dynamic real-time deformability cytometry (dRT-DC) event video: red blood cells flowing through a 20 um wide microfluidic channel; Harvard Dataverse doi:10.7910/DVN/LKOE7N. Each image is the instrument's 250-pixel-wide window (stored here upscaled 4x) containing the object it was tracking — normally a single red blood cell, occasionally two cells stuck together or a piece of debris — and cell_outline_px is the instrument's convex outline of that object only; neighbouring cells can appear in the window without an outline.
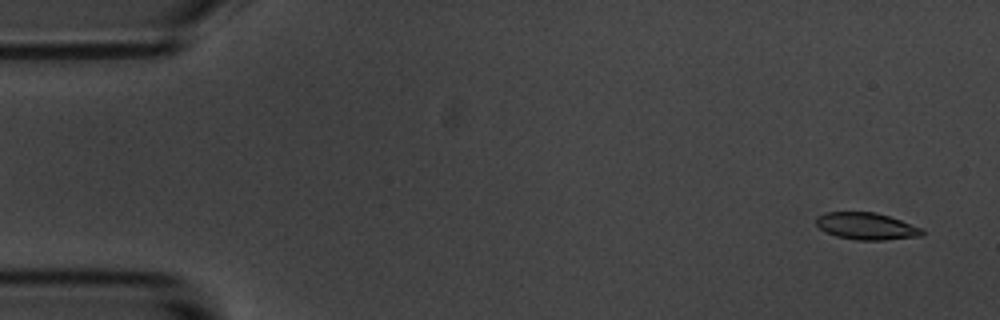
{"species": "common noctule bat (a hibernating species)", "species_latin": "Nyctalus noctula", "temperature_condition": "room temperature", "stored_images_in_passage": 2, "segment_of_instrument_passage": [2, 2], "camera_frame_rate_fps": 3000, "um_per_image_px": 0.085, "animal": {"sex": "male", "body_mass_g": 20.1, "forearm_length_mm": 53.5}, "frame": {"image": 1, "passage_image": 2, "time_ms": 1.333, "image_size_px": [1000, 320], "cell_outline_px": [[924, 232], [920, 236], [884, 240], [856, 240], [836, 236], [824, 232], [816, 224], [816, 216], [824, 212], [876, 212], [900, 220], [920, 228]], "centroid_in_image_um": [73.58, 19.22], "position_along_channel_um": 11.4, "area_um2": 16.59}}